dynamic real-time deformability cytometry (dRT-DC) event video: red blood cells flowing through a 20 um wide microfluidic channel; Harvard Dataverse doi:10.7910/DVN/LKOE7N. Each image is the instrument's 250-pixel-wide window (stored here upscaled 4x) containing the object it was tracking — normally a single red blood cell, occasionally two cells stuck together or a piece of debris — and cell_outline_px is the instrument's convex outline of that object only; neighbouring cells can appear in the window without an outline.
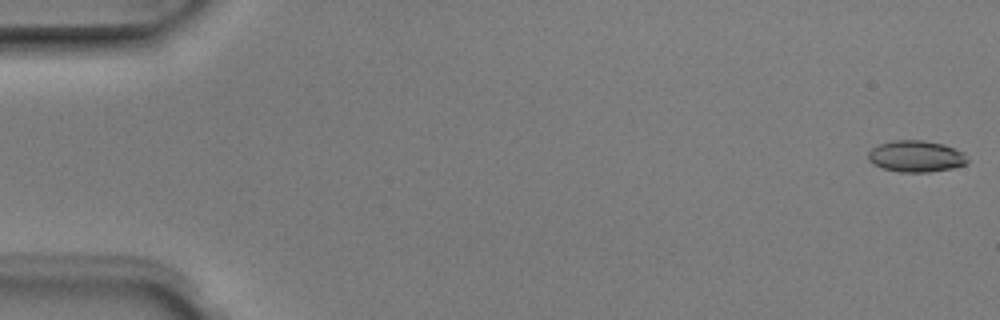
{"species": "Egyptian fruit bat (a non-hibernating species)", "species_latin": "Rousettus aegyptiacus", "temperature_condition": "room temperature", "stored_images_in_passage": 5, "camera_frame_rate_fps": 3000, "um_per_image_px": 0.085, "animal": {"sex": "male"}, "frame": {"image": 1, "passage_image": 1, "time_ms": 0.0, "image_size_px": [1000, 320], "cell_outline_px": [[968, 164], [952, 168], [928, 172], [900, 172], [884, 168], [868, 160], [868, 152], [872, 148], [880, 144], [892, 140], [924, 140], [944, 144], [964, 152], [968, 160]], "centroid_in_image_um": [77.89, 13.28], "position_along_channel_um": 7.1, "area_um2": 18.21}}
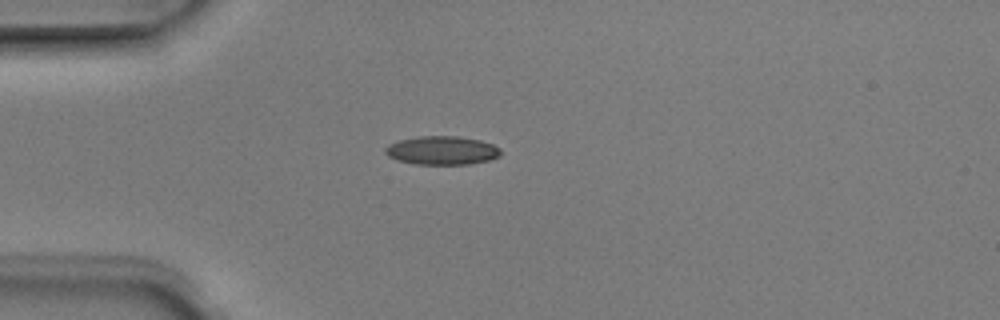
{"frame": {"image": 2, "passage_image": 5, "time_ms": 1.333, "image_size_px": [1000, 320], "cell_outline_px": [[500, 156], [488, 160], [468, 164], [416, 164], [396, 160], [388, 156], [384, 152], [384, 148], [388, 144], [400, 140], [420, 136], [460, 136], [480, 140], [492, 144], [500, 148]], "centroid_in_image_um": [37.55, 12.78], "position_along_channel_um": 47.5, "area_um2": 19.25}}